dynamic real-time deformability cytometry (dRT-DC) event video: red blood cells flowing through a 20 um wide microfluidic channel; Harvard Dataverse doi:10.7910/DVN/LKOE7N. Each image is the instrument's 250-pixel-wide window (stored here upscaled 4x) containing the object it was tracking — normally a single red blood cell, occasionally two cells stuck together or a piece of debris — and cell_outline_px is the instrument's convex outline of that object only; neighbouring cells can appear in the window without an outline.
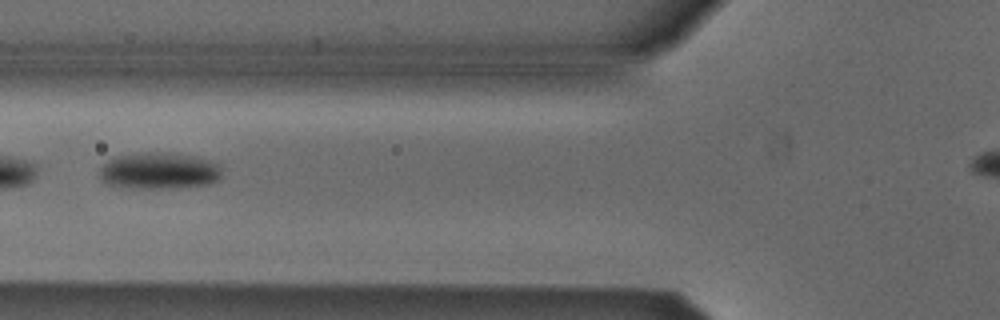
{"species": "Egyptian fruit bat (a non-hibernating species)", "species_latin": "Rousettus aegyptiacus", "temperature_condition": "cold", "stored_images_in_passage": 2, "camera_frame_rate_fps": 3000, "um_per_image_px": 0.085, "animal": {"sex": "male"}, "frame": {"image": 1, "passage_image": 2, "time_ms": 0.333, "image_size_px": [1000, 320], "cell_outline_px": [[220, 180], [212, 184], [172, 188], [120, 188], [104, 184], [100, 180], [100, 168], [108, 160], [116, 156], [140, 152], [168, 152], [196, 156], [220, 164]], "centroid_in_image_um": [13.5, 14.53], "position_along_channel_um": 112.3, "area_um2": 26.7}}